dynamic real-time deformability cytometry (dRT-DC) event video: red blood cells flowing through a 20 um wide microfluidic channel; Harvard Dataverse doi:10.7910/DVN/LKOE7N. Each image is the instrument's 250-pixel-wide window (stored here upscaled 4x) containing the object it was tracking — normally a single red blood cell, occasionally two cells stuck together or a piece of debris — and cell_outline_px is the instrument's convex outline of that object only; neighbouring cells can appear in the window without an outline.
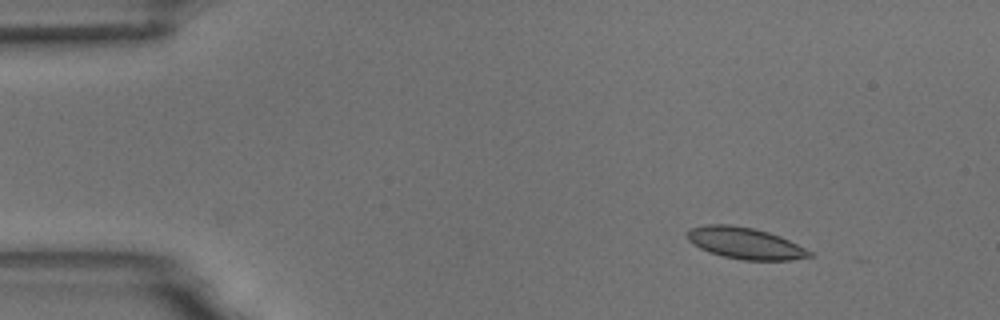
{"species": "common noctule bat (a hibernating species)", "species_latin": "Nyctalus noctula", "temperature_condition": "room temperature", "stored_images_in_passage": 10, "camera_frame_rate_fps": 3000, "um_per_image_px": 0.085, "animal": {"sex": "male", "body_mass_g": 18.8}, "frame": {"image": 1, "passage_image": 1, "time_ms": 0.0, "image_size_px": [1000, 320], "cell_outline_px": [[812, 256], [792, 260], [744, 260], [724, 256], [708, 252], [692, 244], [688, 240], [684, 232], [688, 228], [708, 224], [728, 224], [752, 228], [768, 232], [780, 236], [812, 252]], "centroid_in_image_um": [63.26, 20.66], "position_along_channel_um": 21.7, "area_um2": 22.43}}